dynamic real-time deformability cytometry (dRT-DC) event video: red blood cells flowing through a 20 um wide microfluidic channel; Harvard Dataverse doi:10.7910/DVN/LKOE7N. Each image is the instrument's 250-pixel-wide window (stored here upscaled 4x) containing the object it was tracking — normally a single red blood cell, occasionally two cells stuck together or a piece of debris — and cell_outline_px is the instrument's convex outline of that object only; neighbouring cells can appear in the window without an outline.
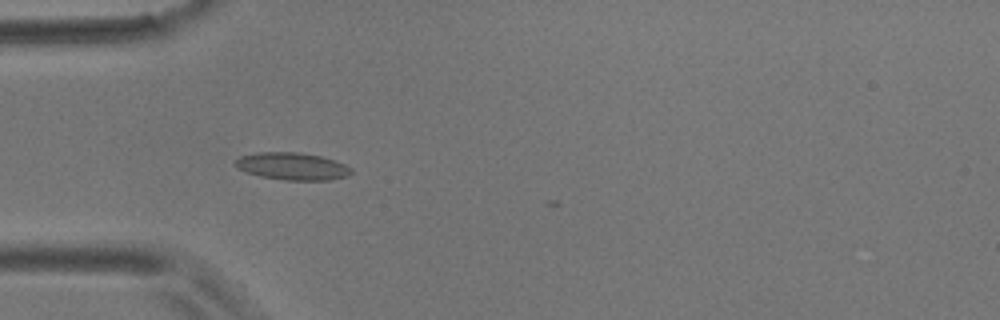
{"species": "common noctule bat (a hibernating species)", "species_latin": "Nyctalus noctula", "temperature_condition": "room temperature", "stored_images_in_passage": 3, "camera_frame_rate_fps": 3000, "um_per_image_px": 0.085, "animal": {"sex": "male", "body_mass_g": 17.9}, "frame": {"image": 1, "passage_image": 2, "time_ms": 1.333, "image_size_px": [1000, 320], "cell_outline_px": [[352, 172], [348, 176], [328, 180], [284, 180], [260, 176], [236, 168], [236, 160], [240, 156], [256, 152], [300, 152], [320, 156], [336, 160], [352, 168]], "centroid_in_image_um": [24.86, 14.13], "position_along_channel_um": 60.1, "area_um2": 18.5}}
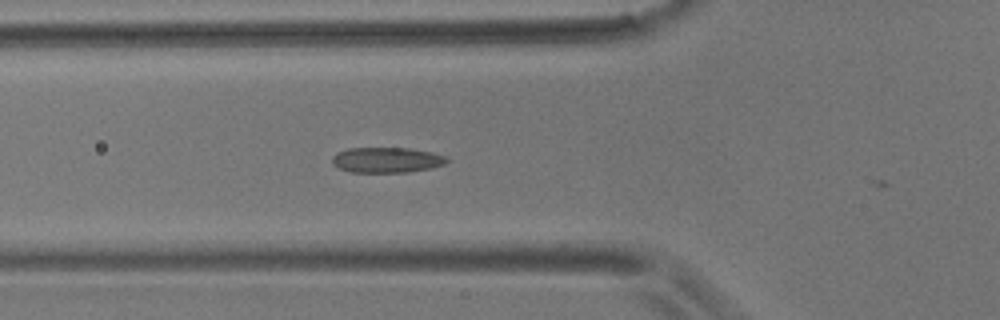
{"frame": {"image": 2, "passage_image": 3, "time_ms": 2.333, "image_size_px": [1000, 320], "cell_outline_px": [[448, 160], [444, 164], [432, 168], [408, 172], [352, 172], [340, 168], [332, 164], [332, 156], [336, 152], [348, 148], [408, 148], [432, 152], [448, 156]], "centroid_in_image_um": [32.88, 13.59], "position_along_channel_um": 92.9, "area_um2": 17.05}}